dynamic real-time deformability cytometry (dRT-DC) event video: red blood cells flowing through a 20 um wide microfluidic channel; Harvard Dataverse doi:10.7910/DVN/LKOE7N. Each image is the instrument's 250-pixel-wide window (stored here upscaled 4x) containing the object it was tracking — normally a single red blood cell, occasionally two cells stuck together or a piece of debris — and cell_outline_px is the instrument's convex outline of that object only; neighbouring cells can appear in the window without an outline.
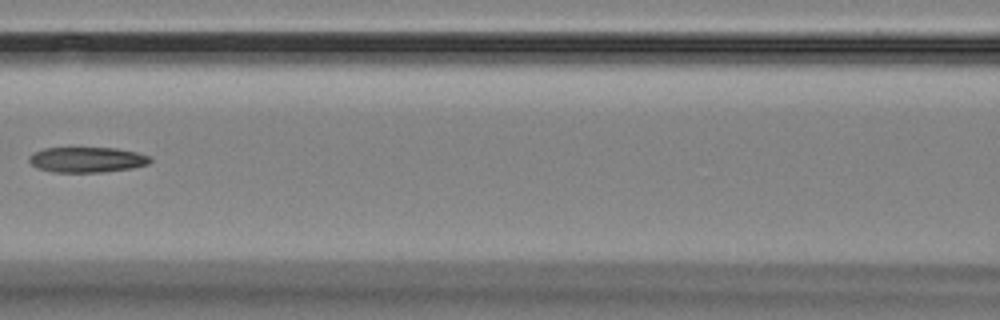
{"species": "Egyptian fruit bat (a non-hibernating species)", "species_latin": "Rousettus aegyptiacus", "temperature_condition": "room temperature", "stored_images_in_passage": 7, "camera_frame_rate_fps": 3000, "um_per_image_px": 0.085, "animal": {"sex": "female"}, "frame": {"image": 1, "passage_image": 3, "time_ms": 2.333, "image_size_px": [1000, 320], "cell_outline_px": [[152, 160], [148, 164], [132, 168], [100, 172], [52, 172], [36, 168], [28, 160], [28, 156], [44, 148], [116, 148], [136, 152], [148, 156]], "centroid_in_image_um": [7.37, 13.58], "position_along_channel_um": 159.2, "area_um2": 17.8}}
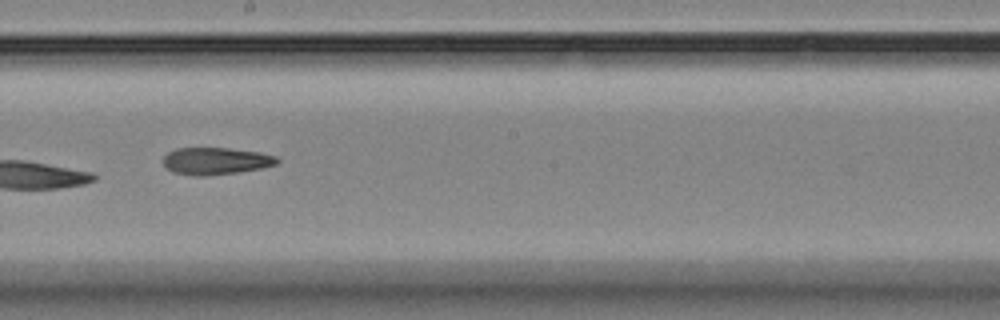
{"frame": {"image": 2, "passage_image": 5, "time_ms": 4.333, "image_size_px": [1000, 320], "cell_outline_px": [[280, 160], [276, 164], [260, 168], [236, 172], [204, 176], [196, 176], [172, 172], [164, 164], [164, 156], [168, 152], [176, 148], [228, 148], [260, 152], [276, 156]], "centroid_in_image_um": [18.34, 13.68], "position_along_channel_um": 229.9, "area_um2": 17.86}}
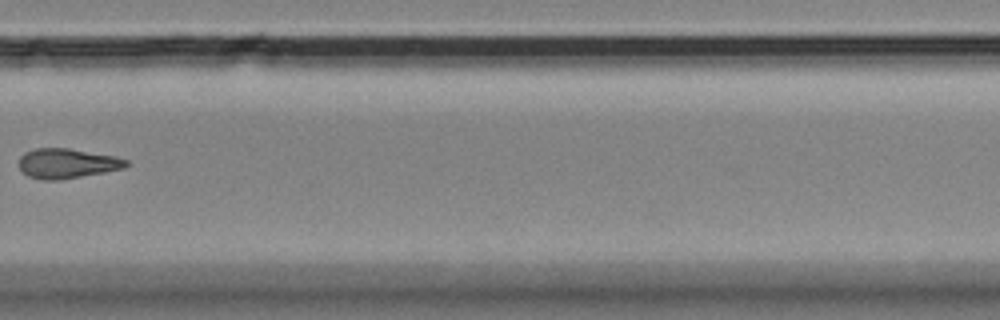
{"frame": {"image": 3, "passage_image": 7, "time_ms": 7.0, "image_size_px": [1000, 320], "cell_outline_px": [[128, 164], [124, 168], [104, 172], [60, 180], [40, 180], [28, 176], [20, 168], [20, 156], [24, 152], [36, 148], [68, 148], [116, 156], [128, 160]], "centroid_in_image_um": [5.7, 13.89], "position_along_channel_um": 324.1, "area_um2": 18.61}}